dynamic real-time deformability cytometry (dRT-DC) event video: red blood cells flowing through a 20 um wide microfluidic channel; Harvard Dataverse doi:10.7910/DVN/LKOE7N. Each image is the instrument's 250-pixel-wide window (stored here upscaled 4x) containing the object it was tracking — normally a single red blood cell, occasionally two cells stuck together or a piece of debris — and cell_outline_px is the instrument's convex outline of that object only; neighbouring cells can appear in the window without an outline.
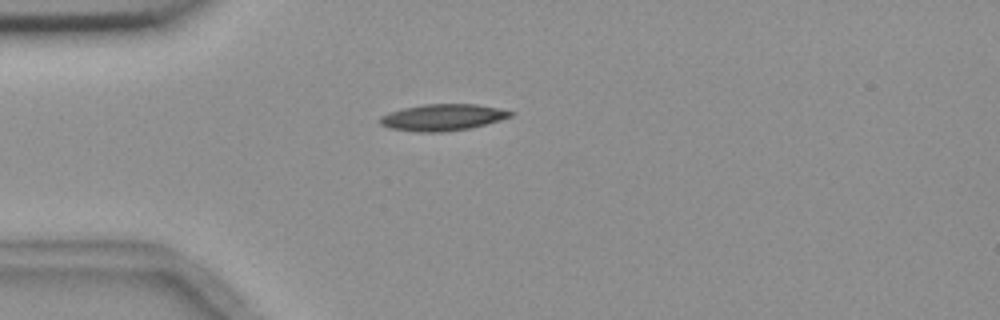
{"species": "common noctule bat (a hibernating species)", "species_latin": "Nyctalus noctula", "temperature_condition": "room temperature", "stored_images_in_passage": 1, "camera_frame_rate_fps": 3000, "um_per_image_px": 0.085, "animal": {"sex": "female", "body_mass_g": 18.4}, "frame": {"image": 1, "passage_image": 1, "time_ms": 0.0, "image_size_px": [1000, 320], "cell_outline_px": [[516, 112], [512, 116], [500, 120], [472, 128], [440, 132], [416, 132], [388, 128], [380, 124], [380, 116], [388, 112], [404, 108], [424, 104], [476, 104]], "centroid_in_image_um": [37.61, 9.98], "position_along_channel_um": 47.4, "area_um2": 20.23}}